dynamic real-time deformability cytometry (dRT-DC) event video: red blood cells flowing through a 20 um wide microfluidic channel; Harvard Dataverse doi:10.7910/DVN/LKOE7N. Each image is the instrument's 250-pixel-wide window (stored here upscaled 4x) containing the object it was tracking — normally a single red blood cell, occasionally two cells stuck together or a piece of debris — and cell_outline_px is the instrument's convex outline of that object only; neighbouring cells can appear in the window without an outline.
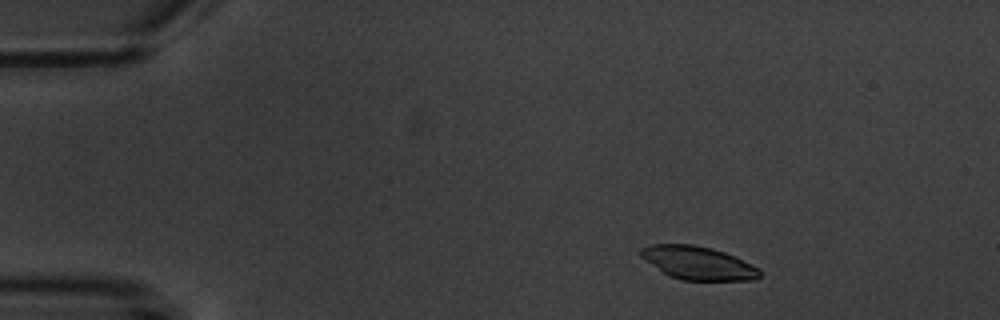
{"species": "common noctule bat (a hibernating species)", "species_latin": "Nyctalus noctula", "temperature_condition": "warm", "stored_images_in_passage": 3, "camera_frame_rate_fps": 3000, "um_per_image_px": 0.085, "animal": {"sex": "male", "body_mass_g": 20.1, "forearm_length_mm": 53.5}, "frame": {"image": 1, "passage_image": 1, "time_ms": 0.0, "image_size_px": [1000, 320], "cell_outline_px": [[764, 272], [760, 276], [752, 280], [680, 280], [668, 276], [640, 256], [640, 248], [652, 244], [692, 244], [712, 248], [724, 252], [760, 268]], "centroid_in_image_um": [59.34, 22.35], "position_along_channel_um": 25.7, "area_um2": 23.06}}